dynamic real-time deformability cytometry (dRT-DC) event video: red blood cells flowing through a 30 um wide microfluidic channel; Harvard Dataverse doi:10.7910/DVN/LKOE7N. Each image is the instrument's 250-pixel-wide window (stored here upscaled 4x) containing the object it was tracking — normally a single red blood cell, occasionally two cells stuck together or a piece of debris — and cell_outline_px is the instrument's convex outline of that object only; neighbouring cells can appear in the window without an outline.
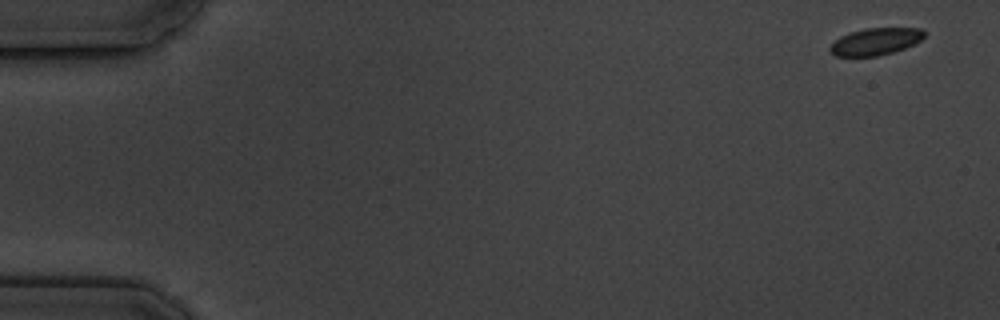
{"species": "common noctule bat (a hibernating species)", "species_latin": "Nyctalus noctula", "temperature_condition": "cold", "stored_images_in_passage": 7, "camera_frame_rate_fps": 3000, "um_per_image_px": 0.085, "animal": {"sex": "male", "body_mass_g": 19.5, "forearm_length_mm": 54.6}, "frame": {"image": 1, "passage_image": 1, "time_ms": 0.0, "image_size_px": [1000, 320], "cell_outline_px": [[924, 36], [920, 40], [904, 48], [892, 52], [876, 56], [836, 56], [828, 48], [840, 36], [848, 32], [868, 28], [920, 28], [924, 32]], "centroid_in_image_um": [74.39, 3.52], "position_along_channel_um": 10.6, "area_um2": 14.62}}
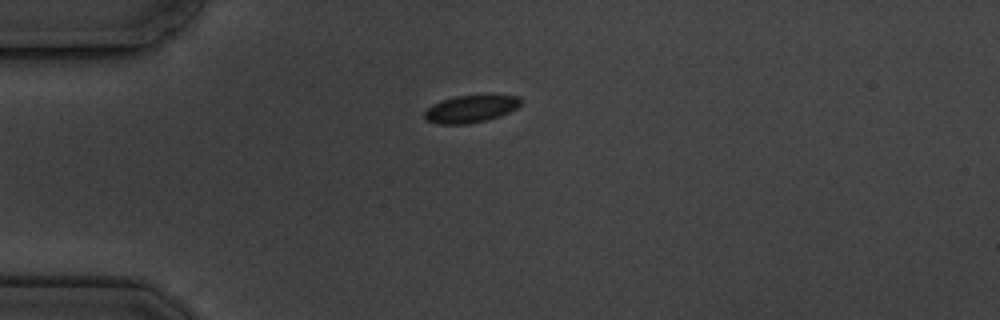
{"frame": {"image": 2, "passage_image": 4, "time_ms": 4.333, "image_size_px": [1000, 320], "cell_outline_px": [[520, 104], [516, 108], [500, 116], [484, 120], [464, 124], [440, 124], [424, 120], [424, 112], [432, 104], [440, 100], [456, 96], [488, 92], [520, 96]], "centroid_in_image_um": [40.03, 9.19], "position_along_channel_um": 45.0, "area_um2": 15.95}}